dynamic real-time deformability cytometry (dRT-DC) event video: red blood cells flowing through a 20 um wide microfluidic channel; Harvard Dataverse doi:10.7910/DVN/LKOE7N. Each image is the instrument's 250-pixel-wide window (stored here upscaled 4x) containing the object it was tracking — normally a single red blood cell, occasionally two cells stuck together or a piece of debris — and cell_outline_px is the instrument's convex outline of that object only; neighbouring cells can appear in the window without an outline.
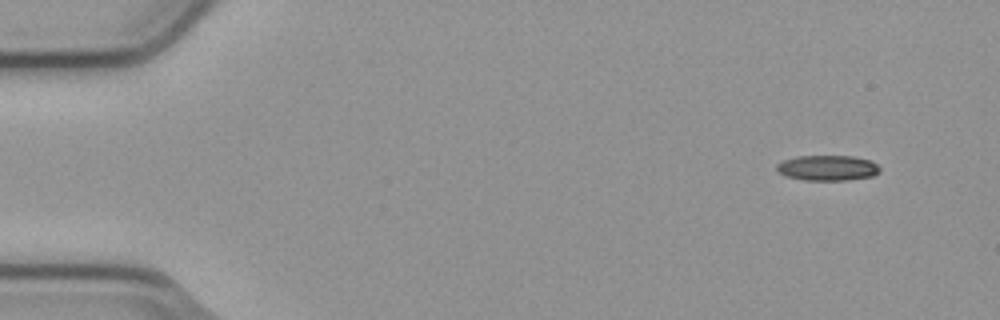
{"species": "common noctule bat (a hibernating species)", "species_latin": "Nyctalus noctula", "temperature_condition": "cold", "stored_images_in_passage": 5, "camera_frame_rate_fps": 3000, "um_per_image_px": 0.085, "animal": {"sex": "male", "body_mass_g": 23.1, "forearm_length_mm": 52.7}, "frame": {"image": 1, "passage_image": 1, "time_ms": 0.0, "image_size_px": [1000, 320], "cell_outline_px": [[880, 172], [872, 176], [848, 180], [804, 180], [784, 176], [776, 168], [776, 164], [784, 160], [796, 156], [852, 156], [872, 160], [880, 168]], "centroid_in_image_um": [70.35, 14.27], "position_along_channel_um": 14.7, "area_um2": 15.32}}
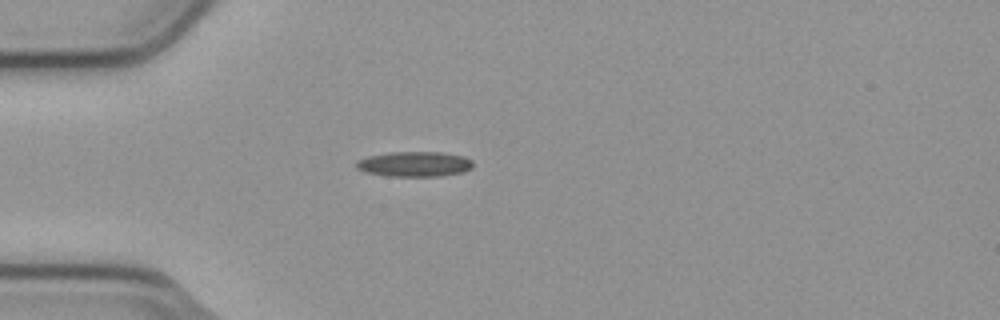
{"frame": {"image": 2, "passage_image": 4, "time_ms": 1.0, "image_size_px": [1000, 320], "cell_outline_px": [[472, 168], [464, 172], [440, 176], [388, 176], [364, 172], [356, 168], [356, 160], [368, 156], [392, 152], [440, 152], [464, 156], [472, 160]], "centroid_in_image_um": [35.23, 13.95], "position_along_channel_um": 49.8, "area_um2": 17.17}}